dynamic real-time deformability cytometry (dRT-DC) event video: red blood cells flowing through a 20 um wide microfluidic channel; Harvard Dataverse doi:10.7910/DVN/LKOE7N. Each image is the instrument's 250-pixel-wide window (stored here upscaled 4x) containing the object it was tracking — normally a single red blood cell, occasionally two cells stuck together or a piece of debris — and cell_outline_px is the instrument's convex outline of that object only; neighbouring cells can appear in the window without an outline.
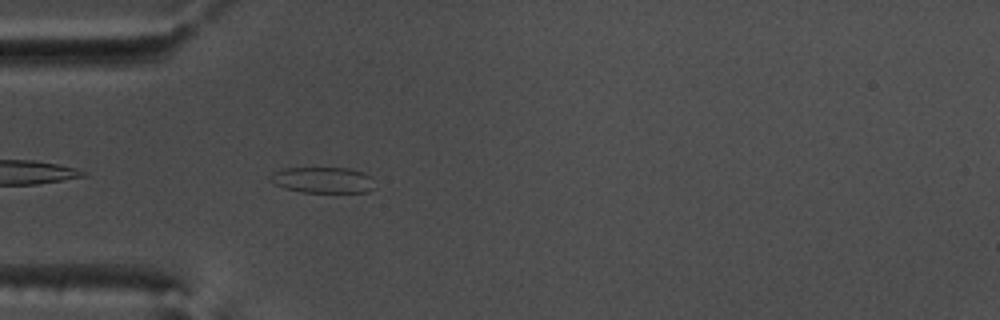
{"species": "common noctule bat (a hibernating species)", "species_latin": "Nyctalus noctula", "temperature_condition": "warm", "stored_images_in_passage": 40, "camera_frame_rate_fps": 3000, "um_per_image_px": 0.085, "animal": {"sex": "male", "body_mass_g": 17.5, "forearm_length_mm": 52.3}, "frame": {"image": 1, "passage_image": 3, "time_ms": 0.667, "image_size_px": [1000, 320], "cell_outline_px": [[376, 188], [368, 192], [300, 192], [284, 188], [268, 180], [268, 176], [272, 172], [284, 168], [348, 168], [364, 172], [372, 176]], "centroid_in_image_um": [27.46, 15.3], "position_along_channel_um": 57.5, "area_um2": 16.13}}
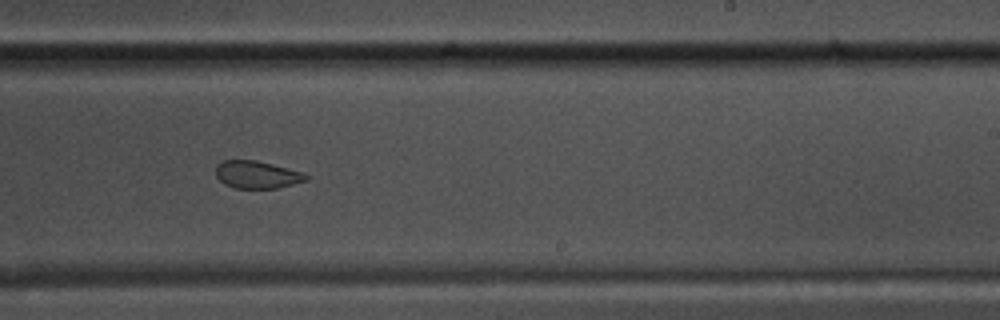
{"frame": {"image": 2, "passage_image": 20, "time_ms": 6.333, "image_size_px": [1000, 320], "cell_outline_px": [[308, 180], [276, 188], [236, 188], [224, 184], [216, 176], [216, 164], [220, 160], [256, 160], [304, 172], [308, 176]], "centroid_in_image_um": [21.82, 14.83], "position_along_channel_um": 267.2, "area_um2": 14.51}}
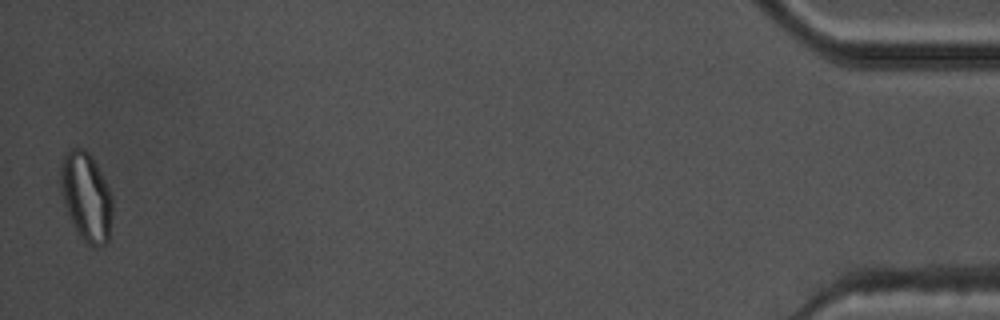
{"frame": {"image": 3, "passage_image": 40, "time_ms": 13.0, "image_size_px": [1000, 320], "cell_outline_px": [[112, 216], [108, 240], [104, 244], [96, 248], [92, 248], [84, 244], [76, 232], [72, 224], [64, 204], [60, 184], [60, 164], [64, 152], [68, 148], [76, 144], [84, 148], [88, 152], [104, 180], [108, 188], [112, 200]], "centroid_in_image_um": [7.29, 16.73], "position_along_channel_um": 427.9, "area_um2": 27.28}, "authors_computed_cell_mechanics": {"area_um2": 16.2129, "velocity_mm_per_s": 3.7871, "shape_relaxation_time_tau1_ms": null, "shape_relaxation_time_tau2_ms": 1.5898, "deformation_change_tau1": null, "deformation_change_tau2": 0.0763}}